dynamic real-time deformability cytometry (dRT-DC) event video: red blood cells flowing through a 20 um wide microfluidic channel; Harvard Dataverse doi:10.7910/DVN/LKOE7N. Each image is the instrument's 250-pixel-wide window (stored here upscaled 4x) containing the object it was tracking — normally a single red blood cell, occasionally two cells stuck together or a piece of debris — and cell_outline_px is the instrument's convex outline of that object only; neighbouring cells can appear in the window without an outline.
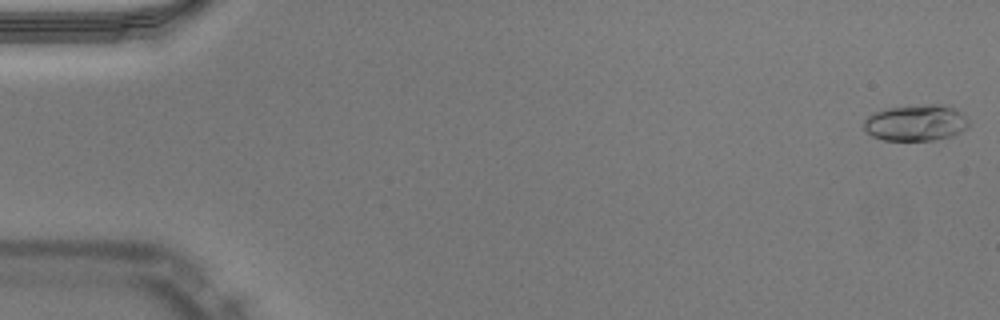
{"species": "Egyptian fruit bat (a non-hibernating species)", "species_latin": "Rousettus aegyptiacus", "temperature_condition": "warm", "stored_images_in_passage": 51, "camera_frame_rate_fps": 3000, "um_per_image_px": 0.085, "animal": {"sex": "male"}, "frame": {"image": 1, "passage_image": 1, "time_ms": 0.0, "image_size_px": [1000, 320], "cell_outline_px": [[968, 128], [952, 136], [936, 140], [884, 140], [872, 136], [864, 128], [864, 120], [872, 112], [888, 108], [932, 104], [940, 104], [956, 108], [964, 112], [968, 120]], "centroid_in_image_um": [77.89, 10.43], "position_along_channel_um": 7.1, "area_um2": 22.31}}
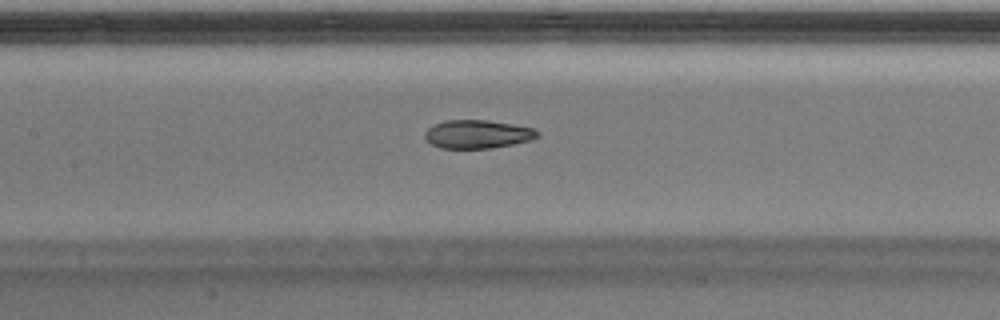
{"frame": {"image": 2, "passage_image": 24, "time_ms": 7.667, "image_size_px": [1000, 320], "cell_outline_px": [[540, 136], [532, 140], [512, 144], [488, 148], [440, 148], [432, 144], [424, 136], [424, 132], [432, 124], [444, 120], [484, 120], [512, 124], [532, 128], [540, 132]], "centroid_in_image_um": [40.58, 11.4], "position_along_channel_um": 166.8, "area_um2": 18.61}}
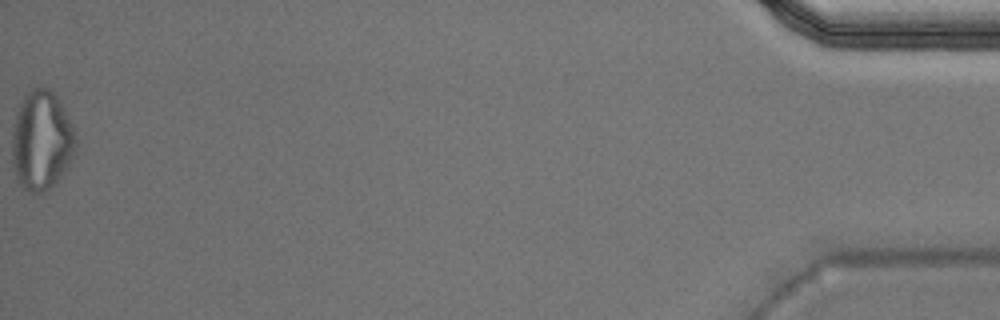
{"frame": {"image": 3, "passage_image": 51, "time_ms": 16.667, "image_size_px": [1000, 320], "cell_outline_px": [[76, 156], [68, 168], [56, 184], [44, 192], [28, 192], [16, 180], [12, 164], [12, 128], [16, 112], [24, 96], [32, 88], [48, 88], [56, 96], [72, 124], [76, 136]], "centroid_in_image_um": [3.54, 12.0], "position_along_channel_um": 431.7, "area_um2": 37.45}, "authors_computed_cell_mechanics": {"area_um2": 20.4034, "velocity_mm_per_s": 4.0143, "shape_relaxation_time_tau1_ms": 8.2647, "shape_relaxation_time_tau2_ms": 1.3754, "deformation_change_tau1": 0.2688, "deformation_change_tau2": 0.0674}}